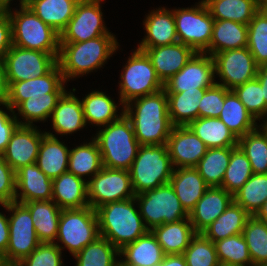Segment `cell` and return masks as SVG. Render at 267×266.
Here are the masks:
<instances>
[{
	"mask_svg": "<svg viewBox=\"0 0 267 266\" xmlns=\"http://www.w3.org/2000/svg\"><path fill=\"white\" fill-rule=\"evenodd\" d=\"M124 114L130 120L140 145L167 143L174 126L168 113L165 89L129 101L124 105Z\"/></svg>",
	"mask_w": 267,
	"mask_h": 266,
	"instance_id": "1",
	"label": "cell"
},
{
	"mask_svg": "<svg viewBox=\"0 0 267 266\" xmlns=\"http://www.w3.org/2000/svg\"><path fill=\"white\" fill-rule=\"evenodd\" d=\"M59 44L57 63L66 82L101 68L119 48L114 35H103L84 42Z\"/></svg>",
	"mask_w": 267,
	"mask_h": 266,
	"instance_id": "2",
	"label": "cell"
},
{
	"mask_svg": "<svg viewBox=\"0 0 267 266\" xmlns=\"http://www.w3.org/2000/svg\"><path fill=\"white\" fill-rule=\"evenodd\" d=\"M135 204L137 206L134 197L109 202L96 209L100 237L107 239L118 250L149 231Z\"/></svg>",
	"mask_w": 267,
	"mask_h": 266,
	"instance_id": "3",
	"label": "cell"
},
{
	"mask_svg": "<svg viewBox=\"0 0 267 266\" xmlns=\"http://www.w3.org/2000/svg\"><path fill=\"white\" fill-rule=\"evenodd\" d=\"M103 128L93 137L99 146L103 167L129 171L140 146L130 120L123 114Z\"/></svg>",
	"mask_w": 267,
	"mask_h": 266,
	"instance_id": "4",
	"label": "cell"
},
{
	"mask_svg": "<svg viewBox=\"0 0 267 266\" xmlns=\"http://www.w3.org/2000/svg\"><path fill=\"white\" fill-rule=\"evenodd\" d=\"M9 10L12 45L59 56V34L45 24L28 6Z\"/></svg>",
	"mask_w": 267,
	"mask_h": 266,
	"instance_id": "5",
	"label": "cell"
},
{
	"mask_svg": "<svg viewBox=\"0 0 267 266\" xmlns=\"http://www.w3.org/2000/svg\"><path fill=\"white\" fill-rule=\"evenodd\" d=\"M174 167L167 145H140L130 172L135 195L168 184Z\"/></svg>",
	"mask_w": 267,
	"mask_h": 266,
	"instance_id": "6",
	"label": "cell"
},
{
	"mask_svg": "<svg viewBox=\"0 0 267 266\" xmlns=\"http://www.w3.org/2000/svg\"><path fill=\"white\" fill-rule=\"evenodd\" d=\"M98 217L96 210L87 206L80 209H62L59 219L56 240L74 256L88 244L99 237Z\"/></svg>",
	"mask_w": 267,
	"mask_h": 266,
	"instance_id": "7",
	"label": "cell"
},
{
	"mask_svg": "<svg viewBox=\"0 0 267 266\" xmlns=\"http://www.w3.org/2000/svg\"><path fill=\"white\" fill-rule=\"evenodd\" d=\"M135 200L149 230L188 218V213L182 207L170 183L139 193L135 195Z\"/></svg>",
	"mask_w": 267,
	"mask_h": 266,
	"instance_id": "8",
	"label": "cell"
},
{
	"mask_svg": "<svg viewBox=\"0 0 267 266\" xmlns=\"http://www.w3.org/2000/svg\"><path fill=\"white\" fill-rule=\"evenodd\" d=\"M119 83L120 105L124 108L129 101L156 93L164 89V84L157 77L154 67L142 50L135 49L124 66Z\"/></svg>",
	"mask_w": 267,
	"mask_h": 266,
	"instance_id": "9",
	"label": "cell"
},
{
	"mask_svg": "<svg viewBox=\"0 0 267 266\" xmlns=\"http://www.w3.org/2000/svg\"><path fill=\"white\" fill-rule=\"evenodd\" d=\"M191 8L173 9L178 41L196 53H204L212 38L215 19L203 0Z\"/></svg>",
	"mask_w": 267,
	"mask_h": 266,
	"instance_id": "10",
	"label": "cell"
},
{
	"mask_svg": "<svg viewBox=\"0 0 267 266\" xmlns=\"http://www.w3.org/2000/svg\"><path fill=\"white\" fill-rule=\"evenodd\" d=\"M2 207L10 212L9 243L2 256L8 262L17 265L29 256L40 244L29 209L22 203L11 202Z\"/></svg>",
	"mask_w": 267,
	"mask_h": 266,
	"instance_id": "11",
	"label": "cell"
},
{
	"mask_svg": "<svg viewBox=\"0 0 267 266\" xmlns=\"http://www.w3.org/2000/svg\"><path fill=\"white\" fill-rule=\"evenodd\" d=\"M104 0H80L73 17L59 35V43H77L103 35H113L104 25L101 3Z\"/></svg>",
	"mask_w": 267,
	"mask_h": 266,
	"instance_id": "12",
	"label": "cell"
},
{
	"mask_svg": "<svg viewBox=\"0 0 267 266\" xmlns=\"http://www.w3.org/2000/svg\"><path fill=\"white\" fill-rule=\"evenodd\" d=\"M87 189L88 203L94 210L109 202L135 197L128 170L103 167L87 182Z\"/></svg>",
	"mask_w": 267,
	"mask_h": 266,
	"instance_id": "13",
	"label": "cell"
},
{
	"mask_svg": "<svg viewBox=\"0 0 267 266\" xmlns=\"http://www.w3.org/2000/svg\"><path fill=\"white\" fill-rule=\"evenodd\" d=\"M3 63L6 82L25 81L46 75L58 64L57 58L50 53L14 45L6 52Z\"/></svg>",
	"mask_w": 267,
	"mask_h": 266,
	"instance_id": "14",
	"label": "cell"
},
{
	"mask_svg": "<svg viewBox=\"0 0 267 266\" xmlns=\"http://www.w3.org/2000/svg\"><path fill=\"white\" fill-rule=\"evenodd\" d=\"M215 74L220 78L216 84L228 90L244 84L257 76L259 66L247 47L226 50L212 55Z\"/></svg>",
	"mask_w": 267,
	"mask_h": 266,
	"instance_id": "15",
	"label": "cell"
},
{
	"mask_svg": "<svg viewBox=\"0 0 267 266\" xmlns=\"http://www.w3.org/2000/svg\"><path fill=\"white\" fill-rule=\"evenodd\" d=\"M213 57L195 53L187 64L164 83L166 93L198 92L216 84Z\"/></svg>",
	"mask_w": 267,
	"mask_h": 266,
	"instance_id": "16",
	"label": "cell"
},
{
	"mask_svg": "<svg viewBox=\"0 0 267 266\" xmlns=\"http://www.w3.org/2000/svg\"><path fill=\"white\" fill-rule=\"evenodd\" d=\"M65 83L58 64L46 75L25 81L7 82V104L14 111L21 102L30 97L47 96V93H64Z\"/></svg>",
	"mask_w": 267,
	"mask_h": 266,
	"instance_id": "17",
	"label": "cell"
},
{
	"mask_svg": "<svg viewBox=\"0 0 267 266\" xmlns=\"http://www.w3.org/2000/svg\"><path fill=\"white\" fill-rule=\"evenodd\" d=\"M37 126L19 125L13 132L5 152L7 164L16 172L21 167L36 163L42 138L46 135Z\"/></svg>",
	"mask_w": 267,
	"mask_h": 266,
	"instance_id": "18",
	"label": "cell"
},
{
	"mask_svg": "<svg viewBox=\"0 0 267 266\" xmlns=\"http://www.w3.org/2000/svg\"><path fill=\"white\" fill-rule=\"evenodd\" d=\"M166 145L174 169L195 167L208 149L188 126H174Z\"/></svg>",
	"mask_w": 267,
	"mask_h": 266,
	"instance_id": "19",
	"label": "cell"
},
{
	"mask_svg": "<svg viewBox=\"0 0 267 266\" xmlns=\"http://www.w3.org/2000/svg\"><path fill=\"white\" fill-rule=\"evenodd\" d=\"M146 53L157 77L164 84L179 72L196 53L191 47L179 41L170 45L150 48H137Z\"/></svg>",
	"mask_w": 267,
	"mask_h": 266,
	"instance_id": "20",
	"label": "cell"
},
{
	"mask_svg": "<svg viewBox=\"0 0 267 266\" xmlns=\"http://www.w3.org/2000/svg\"><path fill=\"white\" fill-rule=\"evenodd\" d=\"M15 202L52 200V179L36 163L21 167L15 172ZM20 192V193H18Z\"/></svg>",
	"mask_w": 267,
	"mask_h": 266,
	"instance_id": "21",
	"label": "cell"
},
{
	"mask_svg": "<svg viewBox=\"0 0 267 266\" xmlns=\"http://www.w3.org/2000/svg\"><path fill=\"white\" fill-rule=\"evenodd\" d=\"M233 201V195L221 187H209L188 214L196 233L214 222Z\"/></svg>",
	"mask_w": 267,
	"mask_h": 266,
	"instance_id": "22",
	"label": "cell"
},
{
	"mask_svg": "<svg viewBox=\"0 0 267 266\" xmlns=\"http://www.w3.org/2000/svg\"><path fill=\"white\" fill-rule=\"evenodd\" d=\"M146 36L137 48H150L178 42L173 9L161 7L153 9L143 21Z\"/></svg>",
	"mask_w": 267,
	"mask_h": 266,
	"instance_id": "23",
	"label": "cell"
},
{
	"mask_svg": "<svg viewBox=\"0 0 267 266\" xmlns=\"http://www.w3.org/2000/svg\"><path fill=\"white\" fill-rule=\"evenodd\" d=\"M52 200L60 209H80L89 206L87 179L65 172L52 180Z\"/></svg>",
	"mask_w": 267,
	"mask_h": 266,
	"instance_id": "24",
	"label": "cell"
},
{
	"mask_svg": "<svg viewBox=\"0 0 267 266\" xmlns=\"http://www.w3.org/2000/svg\"><path fill=\"white\" fill-rule=\"evenodd\" d=\"M50 118L55 133L61 136L72 134L86 126L82 100L67 90L57 101Z\"/></svg>",
	"mask_w": 267,
	"mask_h": 266,
	"instance_id": "25",
	"label": "cell"
},
{
	"mask_svg": "<svg viewBox=\"0 0 267 266\" xmlns=\"http://www.w3.org/2000/svg\"><path fill=\"white\" fill-rule=\"evenodd\" d=\"M169 183L188 214L209 188L195 167L174 169Z\"/></svg>",
	"mask_w": 267,
	"mask_h": 266,
	"instance_id": "26",
	"label": "cell"
},
{
	"mask_svg": "<svg viewBox=\"0 0 267 266\" xmlns=\"http://www.w3.org/2000/svg\"><path fill=\"white\" fill-rule=\"evenodd\" d=\"M120 266H157L162 262L165 254L155 235L149 230L134 242L119 250Z\"/></svg>",
	"mask_w": 267,
	"mask_h": 266,
	"instance_id": "27",
	"label": "cell"
},
{
	"mask_svg": "<svg viewBox=\"0 0 267 266\" xmlns=\"http://www.w3.org/2000/svg\"><path fill=\"white\" fill-rule=\"evenodd\" d=\"M42 138L36 164L50 179L68 171L70 149L52 132H45Z\"/></svg>",
	"mask_w": 267,
	"mask_h": 266,
	"instance_id": "28",
	"label": "cell"
},
{
	"mask_svg": "<svg viewBox=\"0 0 267 266\" xmlns=\"http://www.w3.org/2000/svg\"><path fill=\"white\" fill-rule=\"evenodd\" d=\"M30 211L37 237L41 243H55L61 211L53 200L23 203Z\"/></svg>",
	"mask_w": 267,
	"mask_h": 266,
	"instance_id": "29",
	"label": "cell"
},
{
	"mask_svg": "<svg viewBox=\"0 0 267 266\" xmlns=\"http://www.w3.org/2000/svg\"><path fill=\"white\" fill-rule=\"evenodd\" d=\"M248 25L231 20H215L209 48L204 52L213 55L231 49L247 47Z\"/></svg>",
	"mask_w": 267,
	"mask_h": 266,
	"instance_id": "30",
	"label": "cell"
},
{
	"mask_svg": "<svg viewBox=\"0 0 267 266\" xmlns=\"http://www.w3.org/2000/svg\"><path fill=\"white\" fill-rule=\"evenodd\" d=\"M151 231L165 255L183 254L191 239L197 234L189 218L156 226Z\"/></svg>",
	"mask_w": 267,
	"mask_h": 266,
	"instance_id": "31",
	"label": "cell"
},
{
	"mask_svg": "<svg viewBox=\"0 0 267 266\" xmlns=\"http://www.w3.org/2000/svg\"><path fill=\"white\" fill-rule=\"evenodd\" d=\"M250 217L251 215L242 206L232 201L226 210L201 234L213 243L232 235L241 234Z\"/></svg>",
	"mask_w": 267,
	"mask_h": 266,
	"instance_id": "32",
	"label": "cell"
},
{
	"mask_svg": "<svg viewBox=\"0 0 267 266\" xmlns=\"http://www.w3.org/2000/svg\"><path fill=\"white\" fill-rule=\"evenodd\" d=\"M82 106L84 113V120L92 125H97L101 129L111 122L118 120L124 114V108L120 115L117 114L119 108L114 100L111 99L106 93L100 91H92L82 98Z\"/></svg>",
	"mask_w": 267,
	"mask_h": 266,
	"instance_id": "33",
	"label": "cell"
},
{
	"mask_svg": "<svg viewBox=\"0 0 267 266\" xmlns=\"http://www.w3.org/2000/svg\"><path fill=\"white\" fill-rule=\"evenodd\" d=\"M215 20H231L248 25L260 10V0H203Z\"/></svg>",
	"mask_w": 267,
	"mask_h": 266,
	"instance_id": "34",
	"label": "cell"
},
{
	"mask_svg": "<svg viewBox=\"0 0 267 266\" xmlns=\"http://www.w3.org/2000/svg\"><path fill=\"white\" fill-rule=\"evenodd\" d=\"M80 0H34L28 7L59 35L73 17Z\"/></svg>",
	"mask_w": 267,
	"mask_h": 266,
	"instance_id": "35",
	"label": "cell"
},
{
	"mask_svg": "<svg viewBox=\"0 0 267 266\" xmlns=\"http://www.w3.org/2000/svg\"><path fill=\"white\" fill-rule=\"evenodd\" d=\"M188 127L204 142L208 149L238 146V138L219 118L198 117Z\"/></svg>",
	"mask_w": 267,
	"mask_h": 266,
	"instance_id": "36",
	"label": "cell"
},
{
	"mask_svg": "<svg viewBox=\"0 0 267 266\" xmlns=\"http://www.w3.org/2000/svg\"><path fill=\"white\" fill-rule=\"evenodd\" d=\"M103 168L102 156L96 140L92 137L89 143H83L70 149L68 172L83 179L88 177L87 182Z\"/></svg>",
	"mask_w": 267,
	"mask_h": 266,
	"instance_id": "37",
	"label": "cell"
},
{
	"mask_svg": "<svg viewBox=\"0 0 267 266\" xmlns=\"http://www.w3.org/2000/svg\"><path fill=\"white\" fill-rule=\"evenodd\" d=\"M219 119L238 139L258 126L254 117L232 90L225 95Z\"/></svg>",
	"mask_w": 267,
	"mask_h": 266,
	"instance_id": "38",
	"label": "cell"
},
{
	"mask_svg": "<svg viewBox=\"0 0 267 266\" xmlns=\"http://www.w3.org/2000/svg\"><path fill=\"white\" fill-rule=\"evenodd\" d=\"M205 89L198 92L166 93L168 113L173 126H188L198 118V106Z\"/></svg>",
	"mask_w": 267,
	"mask_h": 266,
	"instance_id": "39",
	"label": "cell"
},
{
	"mask_svg": "<svg viewBox=\"0 0 267 266\" xmlns=\"http://www.w3.org/2000/svg\"><path fill=\"white\" fill-rule=\"evenodd\" d=\"M235 147L210 148L195 166L209 187H221Z\"/></svg>",
	"mask_w": 267,
	"mask_h": 266,
	"instance_id": "40",
	"label": "cell"
},
{
	"mask_svg": "<svg viewBox=\"0 0 267 266\" xmlns=\"http://www.w3.org/2000/svg\"><path fill=\"white\" fill-rule=\"evenodd\" d=\"M63 95V93H47V96H37L30 97L25 101L21 102L17 107L18 113L14 115L17 118V115L22 116L19 124L25 126H34V122L46 121L51 117L53 109L56 107L57 101Z\"/></svg>",
	"mask_w": 267,
	"mask_h": 266,
	"instance_id": "41",
	"label": "cell"
},
{
	"mask_svg": "<svg viewBox=\"0 0 267 266\" xmlns=\"http://www.w3.org/2000/svg\"><path fill=\"white\" fill-rule=\"evenodd\" d=\"M73 257L77 260L75 266H120L119 250L100 236Z\"/></svg>",
	"mask_w": 267,
	"mask_h": 266,
	"instance_id": "42",
	"label": "cell"
},
{
	"mask_svg": "<svg viewBox=\"0 0 267 266\" xmlns=\"http://www.w3.org/2000/svg\"><path fill=\"white\" fill-rule=\"evenodd\" d=\"M238 146L250 161L253 174H267V135L259 126L239 138Z\"/></svg>",
	"mask_w": 267,
	"mask_h": 266,
	"instance_id": "43",
	"label": "cell"
},
{
	"mask_svg": "<svg viewBox=\"0 0 267 266\" xmlns=\"http://www.w3.org/2000/svg\"><path fill=\"white\" fill-rule=\"evenodd\" d=\"M267 199V174H252L233 195V201L254 216Z\"/></svg>",
	"mask_w": 267,
	"mask_h": 266,
	"instance_id": "44",
	"label": "cell"
},
{
	"mask_svg": "<svg viewBox=\"0 0 267 266\" xmlns=\"http://www.w3.org/2000/svg\"><path fill=\"white\" fill-rule=\"evenodd\" d=\"M242 235L248 245L252 266L267 264V223L251 216Z\"/></svg>",
	"mask_w": 267,
	"mask_h": 266,
	"instance_id": "45",
	"label": "cell"
},
{
	"mask_svg": "<svg viewBox=\"0 0 267 266\" xmlns=\"http://www.w3.org/2000/svg\"><path fill=\"white\" fill-rule=\"evenodd\" d=\"M251 163L239 146L232 152L221 188L234 195L252 176Z\"/></svg>",
	"mask_w": 267,
	"mask_h": 266,
	"instance_id": "46",
	"label": "cell"
},
{
	"mask_svg": "<svg viewBox=\"0 0 267 266\" xmlns=\"http://www.w3.org/2000/svg\"><path fill=\"white\" fill-rule=\"evenodd\" d=\"M219 263L233 266H252L248 245L241 234L214 242Z\"/></svg>",
	"mask_w": 267,
	"mask_h": 266,
	"instance_id": "47",
	"label": "cell"
},
{
	"mask_svg": "<svg viewBox=\"0 0 267 266\" xmlns=\"http://www.w3.org/2000/svg\"><path fill=\"white\" fill-rule=\"evenodd\" d=\"M247 48L258 66L267 64V11L260 9L249 22Z\"/></svg>",
	"mask_w": 267,
	"mask_h": 266,
	"instance_id": "48",
	"label": "cell"
},
{
	"mask_svg": "<svg viewBox=\"0 0 267 266\" xmlns=\"http://www.w3.org/2000/svg\"><path fill=\"white\" fill-rule=\"evenodd\" d=\"M232 91L256 121L264 119L267 115V104L257 77L235 87Z\"/></svg>",
	"mask_w": 267,
	"mask_h": 266,
	"instance_id": "49",
	"label": "cell"
},
{
	"mask_svg": "<svg viewBox=\"0 0 267 266\" xmlns=\"http://www.w3.org/2000/svg\"><path fill=\"white\" fill-rule=\"evenodd\" d=\"M187 266H219L215 244L197 233L183 252Z\"/></svg>",
	"mask_w": 267,
	"mask_h": 266,
	"instance_id": "50",
	"label": "cell"
},
{
	"mask_svg": "<svg viewBox=\"0 0 267 266\" xmlns=\"http://www.w3.org/2000/svg\"><path fill=\"white\" fill-rule=\"evenodd\" d=\"M16 266H63L62 250L56 243H41Z\"/></svg>",
	"mask_w": 267,
	"mask_h": 266,
	"instance_id": "51",
	"label": "cell"
},
{
	"mask_svg": "<svg viewBox=\"0 0 267 266\" xmlns=\"http://www.w3.org/2000/svg\"><path fill=\"white\" fill-rule=\"evenodd\" d=\"M224 86L215 84L205 89L203 97L198 106V117L219 118L224 105L225 95L229 92Z\"/></svg>",
	"mask_w": 267,
	"mask_h": 266,
	"instance_id": "52",
	"label": "cell"
},
{
	"mask_svg": "<svg viewBox=\"0 0 267 266\" xmlns=\"http://www.w3.org/2000/svg\"><path fill=\"white\" fill-rule=\"evenodd\" d=\"M15 171L7 164L0 154V205L14 202L15 199Z\"/></svg>",
	"mask_w": 267,
	"mask_h": 266,
	"instance_id": "53",
	"label": "cell"
},
{
	"mask_svg": "<svg viewBox=\"0 0 267 266\" xmlns=\"http://www.w3.org/2000/svg\"><path fill=\"white\" fill-rule=\"evenodd\" d=\"M2 106H5L11 115L0 108V154L5 152L13 132L20 125L18 122L19 118L15 117L14 111L10 108V106L7 103Z\"/></svg>",
	"mask_w": 267,
	"mask_h": 266,
	"instance_id": "54",
	"label": "cell"
},
{
	"mask_svg": "<svg viewBox=\"0 0 267 266\" xmlns=\"http://www.w3.org/2000/svg\"><path fill=\"white\" fill-rule=\"evenodd\" d=\"M12 46V32L9 11H0V60Z\"/></svg>",
	"mask_w": 267,
	"mask_h": 266,
	"instance_id": "55",
	"label": "cell"
},
{
	"mask_svg": "<svg viewBox=\"0 0 267 266\" xmlns=\"http://www.w3.org/2000/svg\"><path fill=\"white\" fill-rule=\"evenodd\" d=\"M9 243V222L8 216L0 212V257H2L7 250Z\"/></svg>",
	"mask_w": 267,
	"mask_h": 266,
	"instance_id": "56",
	"label": "cell"
},
{
	"mask_svg": "<svg viewBox=\"0 0 267 266\" xmlns=\"http://www.w3.org/2000/svg\"><path fill=\"white\" fill-rule=\"evenodd\" d=\"M8 85L6 82L5 67L3 60H0V105L7 103Z\"/></svg>",
	"mask_w": 267,
	"mask_h": 266,
	"instance_id": "57",
	"label": "cell"
},
{
	"mask_svg": "<svg viewBox=\"0 0 267 266\" xmlns=\"http://www.w3.org/2000/svg\"><path fill=\"white\" fill-rule=\"evenodd\" d=\"M159 266H187L183 254L165 255Z\"/></svg>",
	"mask_w": 267,
	"mask_h": 266,
	"instance_id": "58",
	"label": "cell"
},
{
	"mask_svg": "<svg viewBox=\"0 0 267 266\" xmlns=\"http://www.w3.org/2000/svg\"><path fill=\"white\" fill-rule=\"evenodd\" d=\"M256 77L261 84L263 89V97L265 98V102L267 104V64L259 66Z\"/></svg>",
	"mask_w": 267,
	"mask_h": 266,
	"instance_id": "59",
	"label": "cell"
},
{
	"mask_svg": "<svg viewBox=\"0 0 267 266\" xmlns=\"http://www.w3.org/2000/svg\"><path fill=\"white\" fill-rule=\"evenodd\" d=\"M254 216L257 219L267 223V199Z\"/></svg>",
	"mask_w": 267,
	"mask_h": 266,
	"instance_id": "60",
	"label": "cell"
},
{
	"mask_svg": "<svg viewBox=\"0 0 267 266\" xmlns=\"http://www.w3.org/2000/svg\"><path fill=\"white\" fill-rule=\"evenodd\" d=\"M10 2L8 0H0V11H9Z\"/></svg>",
	"mask_w": 267,
	"mask_h": 266,
	"instance_id": "61",
	"label": "cell"
},
{
	"mask_svg": "<svg viewBox=\"0 0 267 266\" xmlns=\"http://www.w3.org/2000/svg\"><path fill=\"white\" fill-rule=\"evenodd\" d=\"M0 266H16L8 262L4 257H0Z\"/></svg>",
	"mask_w": 267,
	"mask_h": 266,
	"instance_id": "62",
	"label": "cell"
},
{
	"mask_svg": "<svg viewBox=\"0 0 267 266\" xmlns=\"http://www.w3.org/2000/svg\"><path fill=\"white\" fill-rule=\"evenodd\" d=\"M265 118V120H263L262 122H261V125H259V127L266 133V135H267V115L264 117Z\"/></svg>",
	"mask_w": 267,
	"mask_h": 266,
	"instance_id": "63",
	"label": "cell"
},
{
	"mask_svg": "<svg viewBox=\"0 0 267 266\" xmlns=\"http://www.w3.org/2000/svg\"><path fill=\"white\" fill-rule=\"evenodd\" d=\"M260 9L267 11V0H260Z\"/></svg>",
	"mask_w": 267,
	"mask_h": 266,
	"instance_id": "64",
	"label": "cell"
},
{
	"mask_svg": "<svg viewBox=\"0 0 267 266\" xmlns=\"http://www.w3.org/2000/svg\"><path fill=\"white\" fill-rule=\"evenodd\" d=\"M34 0H24V6H28L31 4Z\"/></svg>",
	"mask_w": 267,
	"mask_h": 266,
	"instance_id": "65",
	"label": "cell"
},
{
	"mask_svg": "<svg viewBox=\"0 0 267 266\" xmlns=\"http://www.w3.org/2000/svg\"><path fill=\"white\" fill-rule=\"evenodd\" d=\"M8 1L11 3L12 0H8ZM19 2H20V3H19L20 6H24V0H19Z\"/></svg>",
	"mask_w": 267,
	"mask_h": 266,
	"instance_id": "66",
	"label": "cell"
},
{
	"mask_svg": "<svg viewBox=\"0 0 267 266\" xmlns=\"http://www.w3.org/2000/svg\"><path fill=\"white\" fill-rule=\"evenodd\" d=\"M219 266H233V265H227V264H219Z\"/></svg>",
	"mask_w": 267,
	"mask_h": 266,
	"instance_id": "67",
	"label": "cell"
}]
</instances>
